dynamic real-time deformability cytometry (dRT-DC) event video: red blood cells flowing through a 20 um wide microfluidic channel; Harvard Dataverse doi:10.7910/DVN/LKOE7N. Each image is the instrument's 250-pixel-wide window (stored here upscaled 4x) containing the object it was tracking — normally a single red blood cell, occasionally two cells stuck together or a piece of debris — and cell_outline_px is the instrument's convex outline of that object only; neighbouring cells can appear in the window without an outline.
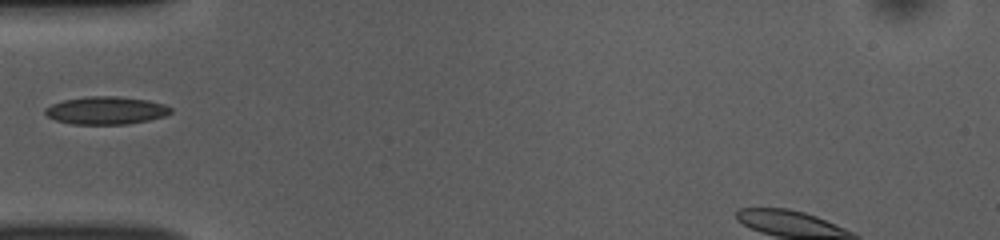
{"species": "common noctule bat (a hibernating species)", "species_latin": "Nyctalus noctula", "temperature_condition": "room temperature", "stored_images_in_passage": 35, "camera_frame_rate_fps": 3000, "um_per_image_px": 0.085, "animal": {"sex": "female", "body_mass_g": 10.0, "forearm_length_mm": 53.1}, "frame": {"image": 1, "passage_image": 1, "time_ms": 0.0, "image_size_px": [1000, 240], "cell_outline_px": [[172, 112], [164, 116], [148, 120], [128, 124], [72, 124], [56, 120], [48, 116], [44, 112], [44, 108], [52, 104], [64, 100], [84, 96], [120, 96], [148, 100], [164, 104], [172, 108]], "centroid_in_image_um": [9.02, 9.38], "position_along_channel_um": 76.0, "area_um2": 20.4}}
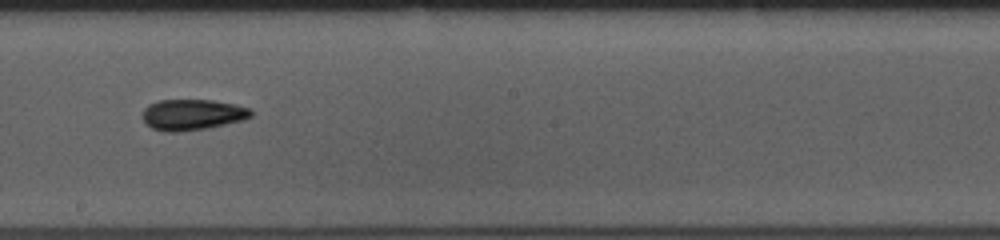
{"frame": {"image": 2, "passage_image": 13, "time_ms": 4.0, "image_size_px": [1000, 240], "cell_outline_px": [[252, 116], [244, 120], [208, 128], [180, 132], [164, 132], [152, 128], [144, 120], [144, 108], [148, 104], [160, 100], [212, 100], [236, 104], [252, 108]], "centroid_in_image_um": [16.4, 9.74], "position_along_channel_um": 231.8, "area_um2": 19.65}}
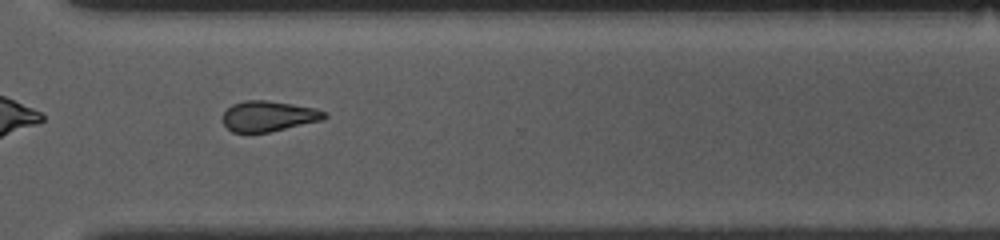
{"frame": {"image": 3, "passage_image": 22, "time_ms": 7.0, "image_size_px": [1000, 240], "cell_outline_px": [[328, 116], [324, 120], [268, 132], [232, 132], [224, 124], [224, 112], [232, 104], [244, 100], [268, 100], [316, 108], [328, 112]], "centroid_in_image_um": [22.88, 9.86], "position_along_channel_um": 347.7, "area_um2": 18.09}}